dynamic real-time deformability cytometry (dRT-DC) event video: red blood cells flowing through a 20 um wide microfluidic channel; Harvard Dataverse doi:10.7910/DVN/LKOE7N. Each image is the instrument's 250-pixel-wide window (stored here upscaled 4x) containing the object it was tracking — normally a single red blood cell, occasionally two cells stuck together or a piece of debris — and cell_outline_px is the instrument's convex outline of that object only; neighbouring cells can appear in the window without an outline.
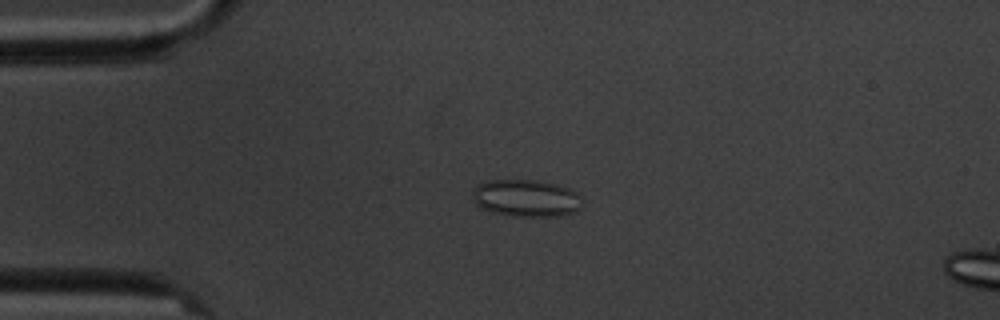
{"species": "common noctule bat (a hibernating species)", "species_latin": "Nyctalus noctula", "temperature_condition": "cold", "stored_images_in_passage": 5, "camera_frame_rate_fps": 3000, "um_per_image_px": 0.085, "animal": {"sex": "male", "body_mass_g": 20.1, "forearm_length_mm": 53.5}, "frame": {"image": 1, "passage_image": 4, "time_ms": 3.333, "image_size_px": [1000, 320], "cell_outline_px": [[580, 208], [576, 212], [564, 216], [512, 216], [492, 212], [480, 208], [472, 200], [472, 192], [476, 184], [488, 180], [536, 180], [560, 184], [576, 192], [580, 196]], "centroid_in_image_um": [44.7, 16.84], "position_along_channel_um": 40.3, "area_um2": 24.16}}